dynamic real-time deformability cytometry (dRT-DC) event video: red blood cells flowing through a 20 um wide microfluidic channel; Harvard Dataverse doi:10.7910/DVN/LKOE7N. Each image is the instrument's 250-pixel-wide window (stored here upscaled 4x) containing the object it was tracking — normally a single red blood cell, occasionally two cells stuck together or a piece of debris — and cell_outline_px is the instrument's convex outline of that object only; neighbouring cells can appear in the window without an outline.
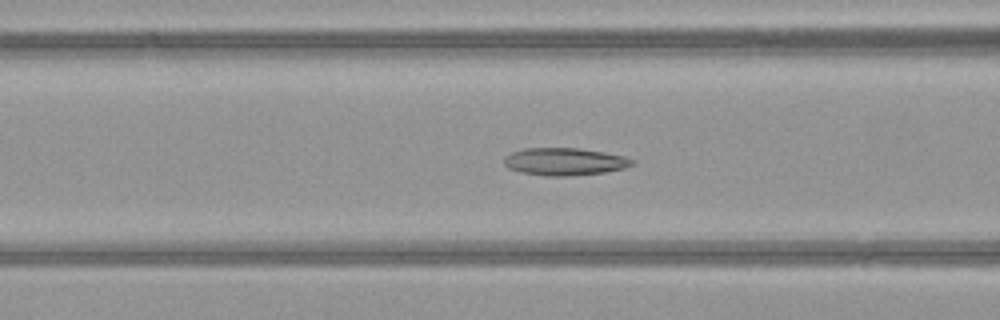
{"species": "common noctule bat (a hibernating species)", "species_latin": "Nyctalus noctula", "temperature_condition": "warm", "stored_images_in_passage": 49, "camera_frame_rate_fps": 3000, "um_per_image_px": 0.085, "animal": {"sex": "female", "body_mass_g": 21.9}, "frame": {"image": 1, "passage_image": 19, "time_ms": 6.0, "image_size_px": [1000, 320], "cell_outline_px": [[636, 164], [624, 168], [604, 172], [568, 176], [544, 176], [520, 172], [508, 168], [504, 164], [504, 156], [512, 152], [524, 148], [580, 148], [604, 152], [624, 156], [636, 160]], "centroid_in_image_um": [48.0, 13.73], "position_along_channel_um": 118.6, "area_um2": 20.69}}
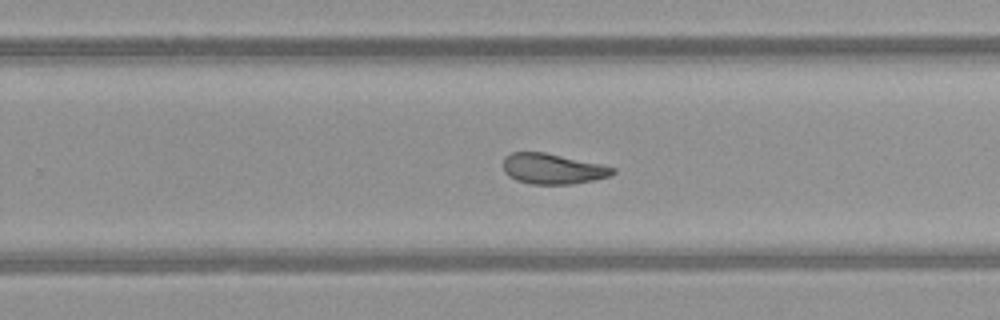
{"frame": {"image": 2, "passage_image": 31, "time_ms": 10.0, "image_size_px": [1000, 320], "cell_outline_px": [[616, 172], [608, 176], [592, 180], [572, 184], [532, 184], [516, 180], [508, 176], [504, 172], [504, 156], [512, 152], [544, 152], [600, 164], [616, 168]], "centroid_in_image_um": [46.95, 14.35], "position_along_channel_um": 282.9, "area_um2": 19.31}}
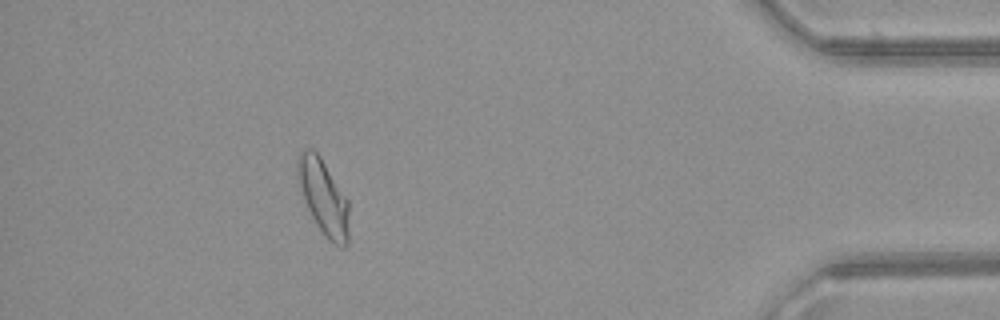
{"frame": {"image": 3, "passage_image": 44, "time_ms": 14.333, "image_size_px": [1000, 320], "cell_outline_px": [[348, 244], [344, 248], [340, 248], [328, 240], [324, 236], [312, 216], [304, 200], [300, 188], [296, 172], [296, 156], [304, 148], [312, 148], [320, 156], [348, 200]], "centroid_in_image_um": [27.47, 16.74], "position_along_channel_um": 407.7, "area_um2": 22.6}, "authors_computed_cell_mechanics": {"area_um2": 21.3282, "velocity_mm_per_s": 4.1052, "shape_relaxation_time_tau1_ms": 5.1023, "shape_relaxation_time_tau2_ms": 1.8095, "deformation_change_tau1": 0.1762, "deformation_change_tau2": 0.0979}}